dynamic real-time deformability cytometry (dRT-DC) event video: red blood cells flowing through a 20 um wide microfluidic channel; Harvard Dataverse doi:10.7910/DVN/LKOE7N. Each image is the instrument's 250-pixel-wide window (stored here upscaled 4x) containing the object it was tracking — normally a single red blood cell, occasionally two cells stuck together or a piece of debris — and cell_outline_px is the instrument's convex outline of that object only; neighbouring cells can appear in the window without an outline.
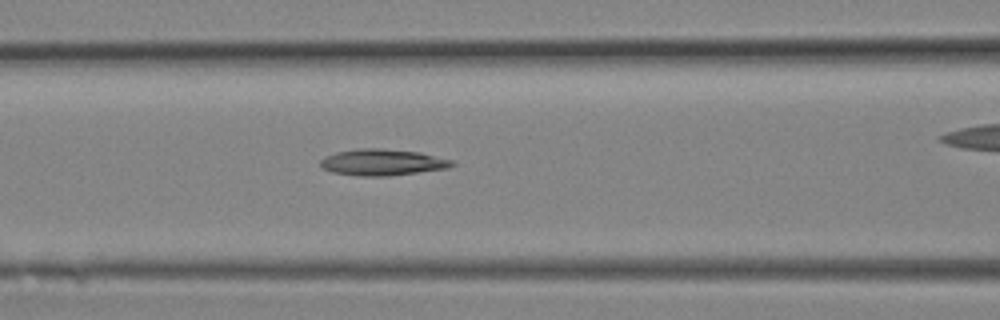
{"species": "Egyptian fruit bat (a non-hibernating species)", "species_latin": "Rousettus aegyptiacus", "temperature_condition": "room temperature", "stored_images_in_passage": 10, "segment_of_instrument_passage": [1, 2], "camera_frame_rate_fps": 3000, "um_per_image_px": 0.085, "animal": {"sex": "female"}, "frame": {"image": 1, "passage_image": 9, "time_ms": 2.667, "image_size_px": [1000, 320], "cell_outline_px": [[456, 164], [448, 168], [388, 176], [356, 176], [332, 172], [324, 168], [320, 164], [320, 160], [324, 156], [336, 152], [356, 148], [380, 148], [420, 152], [452, 160]], "centroid_in_image_um": [32.48, 13.79], "position_along_channel_um": 134.1, "area_um2": 20.29}}